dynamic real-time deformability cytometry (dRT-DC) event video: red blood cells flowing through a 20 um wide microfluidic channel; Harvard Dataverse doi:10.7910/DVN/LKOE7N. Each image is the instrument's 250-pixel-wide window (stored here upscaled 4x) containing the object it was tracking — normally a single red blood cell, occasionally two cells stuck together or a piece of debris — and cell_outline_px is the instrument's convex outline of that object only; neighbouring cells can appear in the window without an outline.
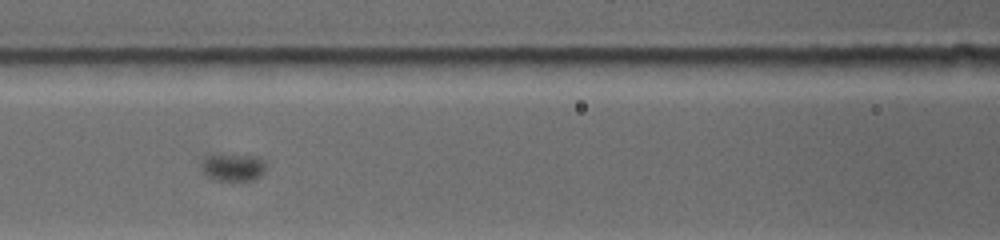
{"species": "common noctule bat (a hibernating species)", "species_latin": "Nyctalus noctula", "temperature_condition": "warm", "stored_images_in_passage": 8, "camera_frame_rate_fps": 4500, "um_per_image_px": 0.085, "animal": {"sex": "female", "body_mass_g": 19.0, "forearm_length_mm": 53.3}, "frame": {"image": 1, "passage_image": 6, "time_ms": 5.333, "image_size_px": [1000, 240], "cell_outline_px": [[264, 172], [260, 176], [252, 180], [212, 180], [204, 172], [200, 164], [204, 156], [212, 152], [220, 152], [260, 156], [264, 160]], "centroid_in_image_um": [19.75, 14.14], "position_along_channel_um": 146.8, "area_um2": 10.98}}
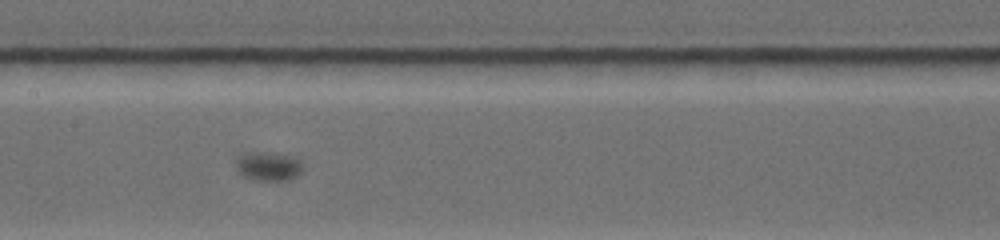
{"frame": {"image": 2, "passage_image": 7, "time_ms": 6.444, "image_size_px": [1000, 240], "cell_outline_px": [[300, 172], [296, 176], [288, 180], [256, 180], [244, 176], [236, 168], [236, 156], [244, 152], [260, 152], [300, 156]], "centroid_in_image_um": [22.79, 14.1], "position_along_channel_um": 184.6, "area_um2": 11.33}}
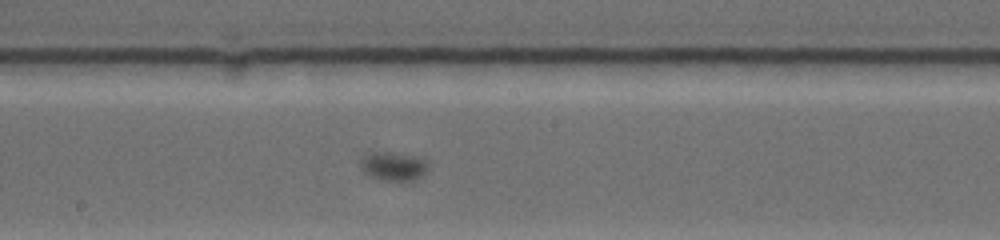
{"frame": {"image": 3, "passage_image": 8, "time_ms": 7.333, "image_size_px": [1000, 240], "cell_outline_px": [[428, 168], [420, 176], [412, 180], [384, 180], [368, 176], [360, 168], [360, 156], [368, 152], [388, 152], [412, 156], [424, 160], [428, 164]], "centroid_in_image_um": [33.34, 14.12], "position_along_channel_um": 214.9, "area_um2": 11.21}}